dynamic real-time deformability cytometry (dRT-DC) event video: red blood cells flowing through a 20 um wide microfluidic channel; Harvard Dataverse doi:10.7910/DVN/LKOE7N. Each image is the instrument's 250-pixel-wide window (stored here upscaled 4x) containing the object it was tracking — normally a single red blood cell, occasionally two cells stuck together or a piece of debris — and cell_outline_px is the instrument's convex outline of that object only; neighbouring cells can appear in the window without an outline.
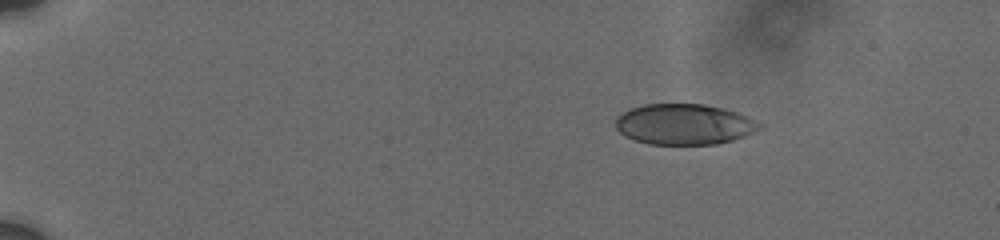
{"species": "human", "species_latin": "Homo sapiens", "temperature_condition": "cold", "stored_images_in_passage": 6, "camera_frame_rate_fps": 3000, "um_per_image_px": 0.085, "donor": {"sex": "male"}, "frame": {"image": 1, "passage_image": 4, "time_ms": 3.0, "image_size_px": [1000, 240], "cell_outline_px": [[764, 128], [744, 136], [732, 140], [716, 144], [648, 144], [624, 136], [616, 128], [616, 120], [628, 108], [644, 104], [704, 104], [736, 112], [764, 124]], "centroid_in_image_um": [58.17, 10.56], "position_along_channel_um": 26.8, "area_um2": 34.04}}